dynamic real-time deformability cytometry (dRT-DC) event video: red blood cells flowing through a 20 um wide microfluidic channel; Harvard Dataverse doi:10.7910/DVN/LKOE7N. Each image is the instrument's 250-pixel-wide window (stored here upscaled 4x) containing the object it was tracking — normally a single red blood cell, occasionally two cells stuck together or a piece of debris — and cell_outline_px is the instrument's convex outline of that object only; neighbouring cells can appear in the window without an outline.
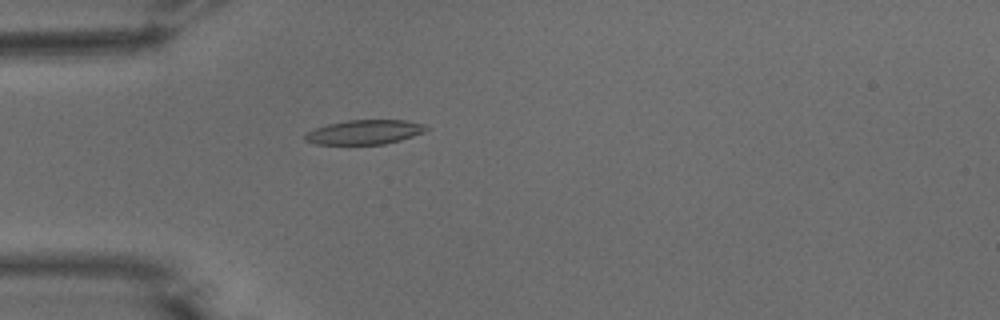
{"species": "common noctule bat (a hibernating species)", "species_latin": "Nyctalus noctula", "temperature_condition": "warm", "stored_images_in_passage": 33, "camera_frame_rate_fps": 3000, "um_per_image_px": 0.085, "animal": {"sex": "male", "body_mass_g": 15.6}, "frame": {"image": 1, "passage_image": 1, "time_ms": 0.0, "image_size_px": [1000, 320], "cell_outline_px": [[428, 128], [424, 132], [400, 140], [384, 144], [316, 144], [304, 140], [304, 136], [308, 132], [316, 128], [328, 124], [348, 120], [404, 120], [424, 124]], "centroid_in_image_um": [30.99, 11.23], "position_along_channel_um": 54.0, "area_um2": 17.05}}
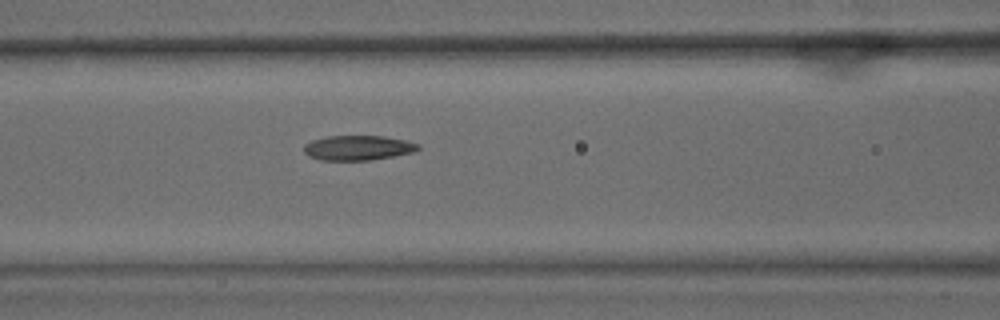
{"frame": {"image": 2, "passage_image": 8, "time_ms": 2.333, "image_size_px": [1000, 320], "cell_outline_px": [[420, 148], [412, 152], [392, 156], [368, 160], [320, 160], [308, 156], [304, 152], [304, 144], [312, 140], [328, 136], [384, 136], [404, 140], [420, 144]], "centroid_in_image_um": [30.39, 12.56], "position_along_channel_um": 136.2, "area_um2": 16.42}}
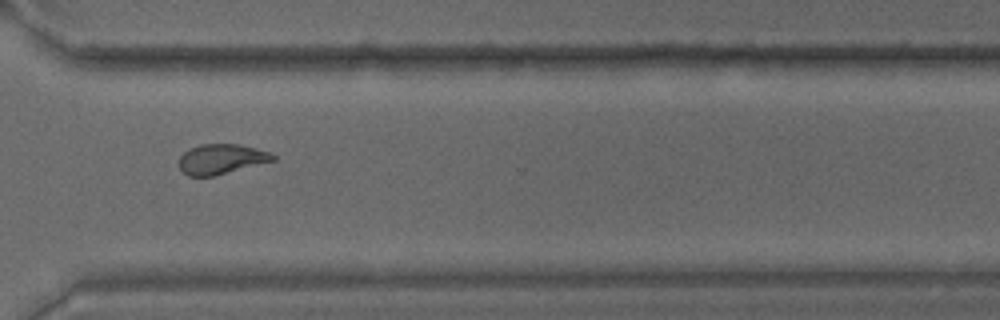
{"frame": {"image": 3, "passage_image": 25, "time_ms": 8.0, "image_size_px": [1000, 320], "cell_outline_px": [[276, 160], [216, 176], [188, 176], [180, 168], [180, 156], [188, 148], [200, 144], [236, 144], [256, 148], [268, 152], [276, 156]], "centroid_in_image_um": [18.81, 13.52], "position_along_channel_um": 351.8, "area_um2": 16.47}, "authors_computed_cell_mechanics": {"area_um2": 16.7042, "velocity_mm_per_s": 3.8079, "shape_relaxation_time_tau1_ms": 11.2876, "shape_relaxation_time_tau2_ms": 1.871, "deformation_change_tau1": 0.2867, "deformation_change_tau2": 0.09}}